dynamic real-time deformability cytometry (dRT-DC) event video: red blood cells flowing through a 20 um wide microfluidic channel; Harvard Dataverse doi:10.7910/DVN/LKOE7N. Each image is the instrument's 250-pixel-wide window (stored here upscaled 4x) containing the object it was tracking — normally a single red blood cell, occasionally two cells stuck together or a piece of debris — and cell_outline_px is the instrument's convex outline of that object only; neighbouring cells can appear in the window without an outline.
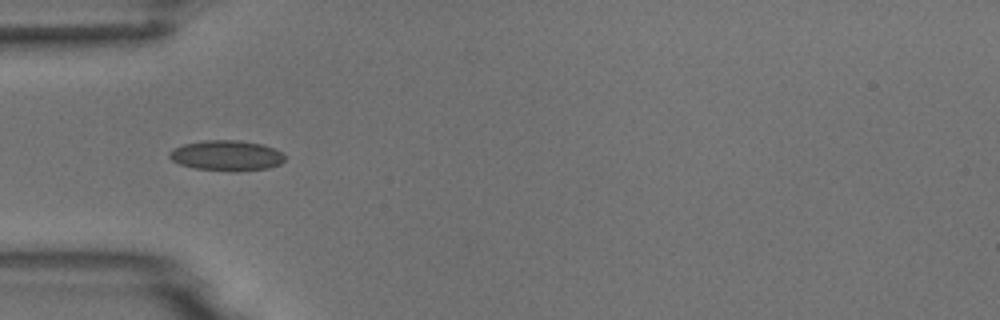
{"species": "common noctule bat (a hibernating species)", "species_latin": "Nyctalus noctula", "temperature_condition": "room temperature", "stored_images_in_passage": 3, "camera_frame_rate_fps": 3000, "um_per_image_px": 0.085, "animal": {"sex": "male", "body_mass_g": 18.8}, "frame": {"image": 1, "passage_image": 1, "time_ms": 0.0, "image_size_px": [1000, 320], "cell_outline_px": [[284, 160], [280, 164], [268, 168], [236, 172], [232, 172], [196, 168], [180, 164], [172, 160], [168, 156], [168, 152], [172, 148], [184, 144], [204, 140], [240, 140], [264, 144], [280, 152], [284, 156]], "centroid_in_image_um": [19.24, 13.22], "position_along_channel_um": 65.8, "area_um2": 20.58}}